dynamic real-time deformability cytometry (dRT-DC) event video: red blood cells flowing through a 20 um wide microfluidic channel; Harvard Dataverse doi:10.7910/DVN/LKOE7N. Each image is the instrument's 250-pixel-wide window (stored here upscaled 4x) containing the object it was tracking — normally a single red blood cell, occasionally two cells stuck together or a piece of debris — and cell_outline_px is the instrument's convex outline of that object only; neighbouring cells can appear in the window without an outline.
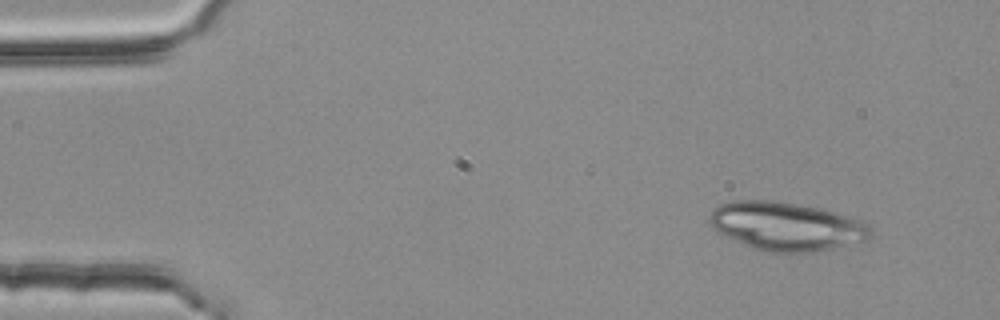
{"species": "common noctule bat (a hibernating species)", "species_latin": "Nyctalus noctula", "temperature_condition": "room temperature", "stored_images_in_passage": 3, "camera_frame_rate_fps": 3000, "um_per_image_px": 0.085, "animal": {"sex": "female", "body_mass_g": 25.1}, "frame": {"image": 1, "passage_image": 1, "time_ms": 0.0, "image_size_px": [1000, 320], "cell_outline_px": [[872, 236], [868, 240], [816, 252], [768, 252], [752, 248], [716, 232], [708, 220], [708, 216], [712, 208], [720, 204], [732, 200], [768, 200], [796, 204], [820, 208], [864, 220], [872, 224]], "centroid_in_image_um": [66.86, 19.23], "position_along_channel_um": 18.1, "area_um2": 46.07}}